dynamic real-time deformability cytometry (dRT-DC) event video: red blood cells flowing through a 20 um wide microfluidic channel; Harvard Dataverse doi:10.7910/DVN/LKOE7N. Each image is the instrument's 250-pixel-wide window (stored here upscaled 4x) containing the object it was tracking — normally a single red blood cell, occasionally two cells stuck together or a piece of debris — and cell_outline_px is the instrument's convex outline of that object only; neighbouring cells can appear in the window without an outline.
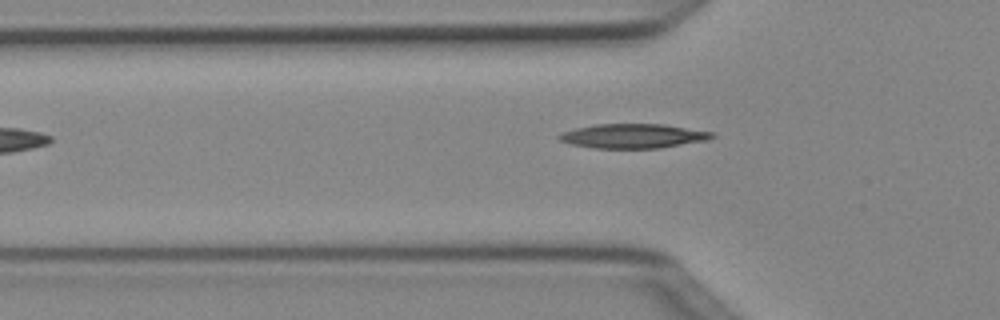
{"species": "Egyptian fruit bat (a non-hibernating species)", "species_latin": "Rousettus aegyptiacus", "temperature_condition": "cold", "stored_images_in_passage": 3, "camera_frame_rate_fps": 3000, "um_per_image_px": 0.085, "animal": {"sex": "female"}, "frame": {"image": 1, "passage_image": 3, "time_ms": 0.667, "image_size_px": [1000, 320], "cell_outline_px": [[716, 136], [708, 140], [660, 148], [596, 148], [572, 144], [560, 140], [556, 136], [564, 132], [576, 128], [596, 124], [664, 124], [716, 132]], "centroid_in_image_um": [53.89, 11.55], "position_along_channel_um": 71.9, "area_um2": 21.73}}